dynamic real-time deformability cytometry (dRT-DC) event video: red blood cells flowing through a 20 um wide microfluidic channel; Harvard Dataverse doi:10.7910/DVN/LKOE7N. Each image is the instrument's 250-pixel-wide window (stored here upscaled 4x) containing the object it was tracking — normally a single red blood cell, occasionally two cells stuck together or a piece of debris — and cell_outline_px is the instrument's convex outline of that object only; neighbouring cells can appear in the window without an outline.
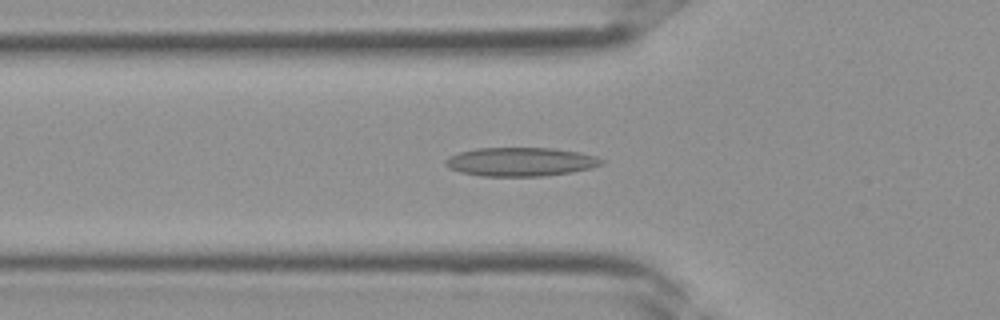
{"species": "Egyptian fruit bat (a non-hibernating species)", "species_latin": "Rousettus aegyptiacus", "temperature_condition": "room temperature", "stored_images_in_passage": 37, "camera_frame_rate_fps": 3000, "um_per_image_px": 0.085, "frame": {"image": 1, "passage_image": 13, "time_ms": 4.0, "image_size_px": [1000, 320], "cell_outline_px": [[608, 160], [604, 164], [592, 168], [572, 172], [544, 176], [480, 176], [460, 172], [448, 168], [444, 164], [444, 160], [448, 156], [460, 152], [476, 148], [552, 148], [576, 152], [596, 156]], "centroid_in_image_um": [44.26, 13.76], "position_along_channel_um": 81.5, "area_um2": 26.41}}
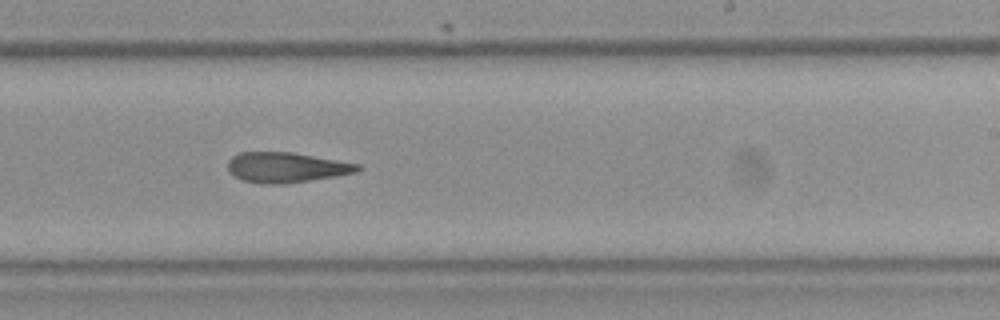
{"frame": {"image": 2, "passage_image": 23, "time_ms": 7.333, "image_size_px": [1000, 320], "cell_outline_px": [[364, 168], [356, 172], [336, 176], [284, 184], [268, 184], [244, 180], [228, 172], [228, 160], [232, 156], [240, 152], [292, 152], [360, 164]], "centroid_in_image_um": [24.35, 14.22], "position_along_channel_um": 264.7, "area_um2": 22.77}}
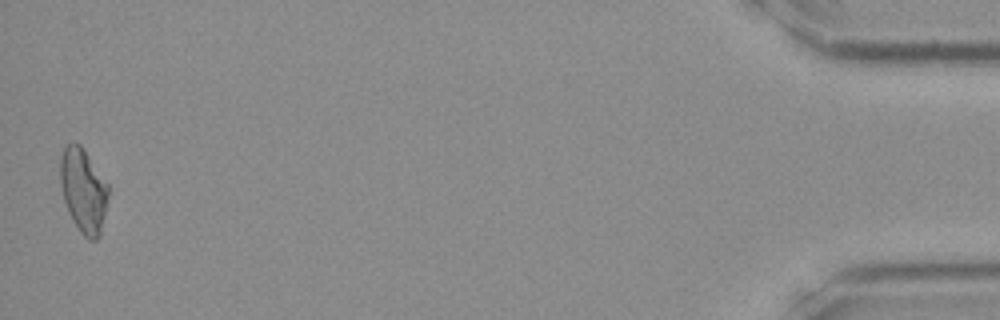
{"frame": {"image": 3, "passage_image": 37, "time_ms": 12.0, "image_size_px": [1000, 320], "cell_outline_px": [[108, 196], [100, 236], [96, 240], [88, 240], [80, 232], [72, 220], [68, 212], [64, 200], [60, 184], [60, 156], [64, 148], [68, 144], [80, 144], [108, 184]], "centroid_in_image_um": [7.08, 16.22], "position_along_channel_um": 428.1, "area_um2": 23.41}}